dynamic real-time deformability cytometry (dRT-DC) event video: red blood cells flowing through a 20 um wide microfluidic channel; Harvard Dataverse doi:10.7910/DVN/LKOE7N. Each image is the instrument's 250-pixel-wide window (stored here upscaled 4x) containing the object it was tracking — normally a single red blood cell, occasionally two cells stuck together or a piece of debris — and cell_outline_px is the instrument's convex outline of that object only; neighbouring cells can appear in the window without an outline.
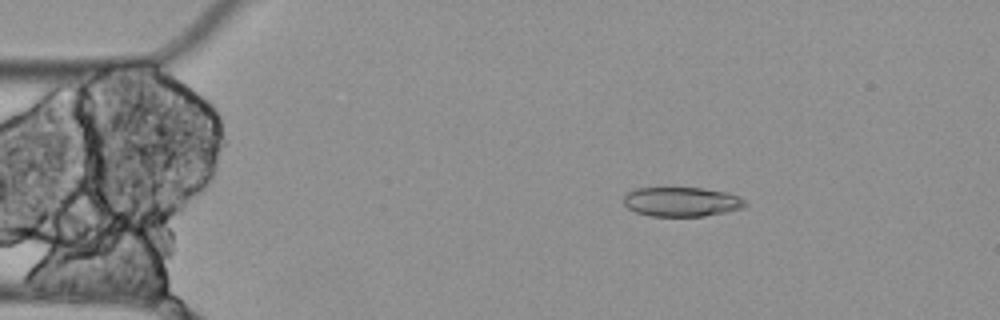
{"species": "Egyptian fruit bat (a non-hibernating species)", "species_latin": "Rousettus aegyptiacus", "temperature_condition": "cold", "stored_images_in_passage": 5, "camera_frame_rate_fps": 3000, "um_per_image_px": 0.085, "animal": {"sex": "female"}, "frame": {"image": 1, "passage_image": 3, "time_ms": 0.667, "image_size_px": [1000, 320], "cell_outline_px": [[748, 204], [744, 208], [704, 216], [648, 216], [636, 212], [628, 208], [624, 204], [624, 196], [628, 192], [636, 188], [700, 188], [728, 192], [744, 200]], "centroid_in_image_um": [57.93, 17.15], "position_along_channel_um": 27.1, "area_um2": 20.81}}